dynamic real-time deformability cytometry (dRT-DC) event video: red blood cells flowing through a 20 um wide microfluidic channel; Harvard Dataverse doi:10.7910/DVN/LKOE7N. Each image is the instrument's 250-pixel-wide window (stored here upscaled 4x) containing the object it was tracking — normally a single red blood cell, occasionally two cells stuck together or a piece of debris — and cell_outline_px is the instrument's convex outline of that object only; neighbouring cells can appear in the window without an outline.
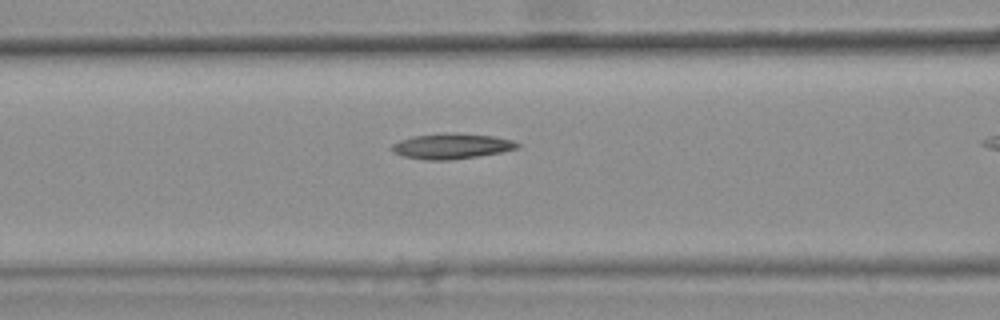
{"species": "common noctule bat (a hibernating species)", "species_latin": "Nyctalus noctula", "temperature_condition": "warm", "stored_images_in_passage": 38, "camera_frame_rate_fps": 3000, "um_per_image_px": 0.085, "animal": {"sex": "female", "body_mass_g": 25.1}, "frame": {"image": 1, "passage_image": 17, "time_ms": 5.333, "image_size_px": [1000, 320], "cell_outline_px": [[520, 148], [480, 156], [448, 160], [428, 160], [404, 156], [388, 148], [392, 144], [400, 140], [412, 136], [452, 132], [492, 136], [512, 140], [520, 144]], "centroid_in_image_um": [38.39, 12.42], "position_along_channel_um": 128.2, "area_um2": 18.55}}